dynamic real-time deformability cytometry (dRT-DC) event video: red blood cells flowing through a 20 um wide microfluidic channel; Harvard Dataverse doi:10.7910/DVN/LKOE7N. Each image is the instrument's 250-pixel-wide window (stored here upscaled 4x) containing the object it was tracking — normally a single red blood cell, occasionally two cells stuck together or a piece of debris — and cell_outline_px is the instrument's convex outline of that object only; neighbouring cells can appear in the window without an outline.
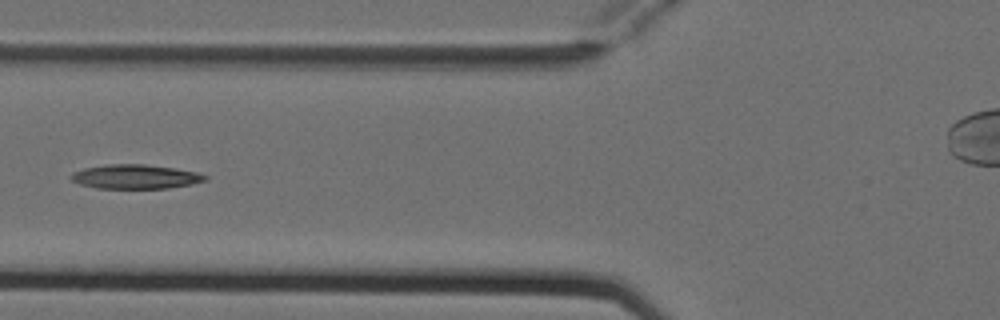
{"species": "Egyptian fruit bat (a non-hibernating species)", "species_latin": "Rousettus aegyptiacus", "temperature_condition": "cold", "stored_images_in_passage": 5, "camera_frame_rate_fps": 3000, "um_per_image_px": 0.085, "animal": {"sex": "female"}, "frame": {"image": 1, "passage_image": 5, "time_ms": 1.333, "image_size_px": [1000, 320], "cell_outline_px": [[208, 180], [192, 184], [168, 188], [96, 188], [80, 184], [72, 180], [68, 176], [72, 172], [84, 168], [104, 164], [144, 164], [176, 168], [196, 172], [208, 176]], "centroid_in_image_um": [11.5, 15.01], "position_along_channel_um": 114.3, "area_um2": 19.07}}